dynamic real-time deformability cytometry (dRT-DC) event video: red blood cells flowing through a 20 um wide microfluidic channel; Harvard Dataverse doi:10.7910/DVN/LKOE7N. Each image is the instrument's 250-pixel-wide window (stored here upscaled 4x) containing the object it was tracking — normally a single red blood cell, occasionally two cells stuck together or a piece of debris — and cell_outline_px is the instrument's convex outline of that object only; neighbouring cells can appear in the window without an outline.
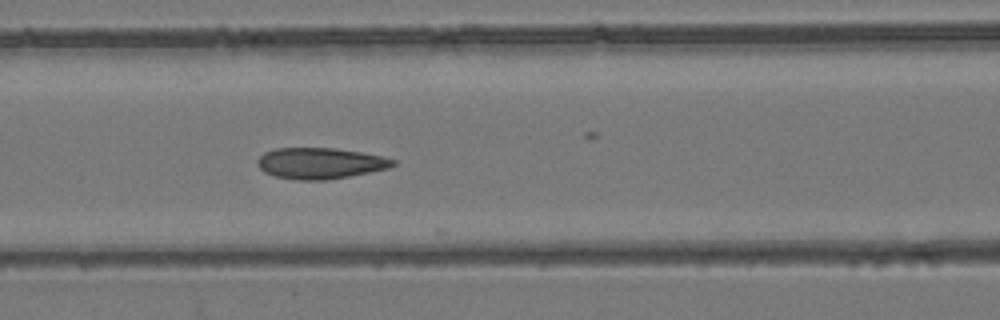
{"species": "common noctule bat (a hibernating species)", "species_latin": "Nyctalus noctula", "temperature_condition": "room temperature", "stored_images_in_passage": 29, "camera_frame_rate_fps": 3000, "um_per_image_px": 0.085, "animal": {"sex": "female", "body_mass_g": 24.6, "forearm_length_mm": 56.2}, "frame": {"image": 1, "passage_image": 24, "time_ms": 7.667, "image_size_px": [1000, 320], "cell_outline_px": [[396, 164], [388, 168], [348, 176], [324, 180], [300, 180], [276, 176], [264, 172], [256, 164], [256, 160], [264, 152], [276, 148], [336, 148], [360, 152], [380, 156], [396, 160]], "centroid_in_image_um": [27.18, 13.87], "position_along_channel_um": 139.4, "area_um2": 24.33}}
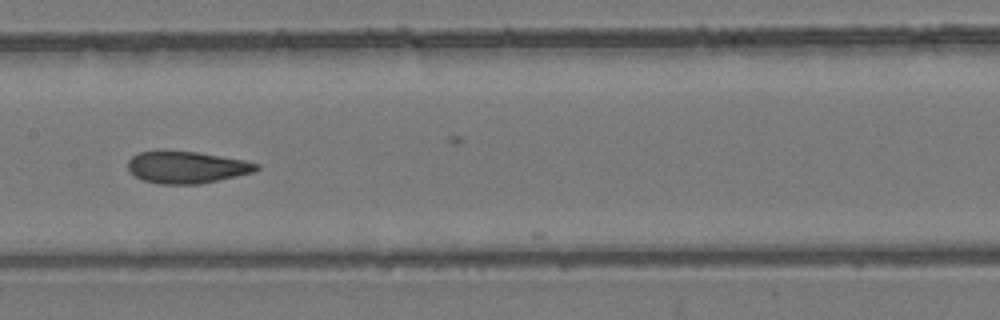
{"frame": {"image": 2, "passage_image": 28, "time_ms": 9.0, "image_size_px": [1000, 320], "cell_outline_px": [[260, 168], [256, 172], [200, 184], [160, 184], [144, 180], [136, 176], [128, 168], [128, 160], [132, 156], [140, 152], [164, 148], [196, 152], [244, 160], [260, 164]], "centroid_in_image_um": [15.87, 14.19], "position_along_channel_um": 191.5, "area_um2": 24.39}}